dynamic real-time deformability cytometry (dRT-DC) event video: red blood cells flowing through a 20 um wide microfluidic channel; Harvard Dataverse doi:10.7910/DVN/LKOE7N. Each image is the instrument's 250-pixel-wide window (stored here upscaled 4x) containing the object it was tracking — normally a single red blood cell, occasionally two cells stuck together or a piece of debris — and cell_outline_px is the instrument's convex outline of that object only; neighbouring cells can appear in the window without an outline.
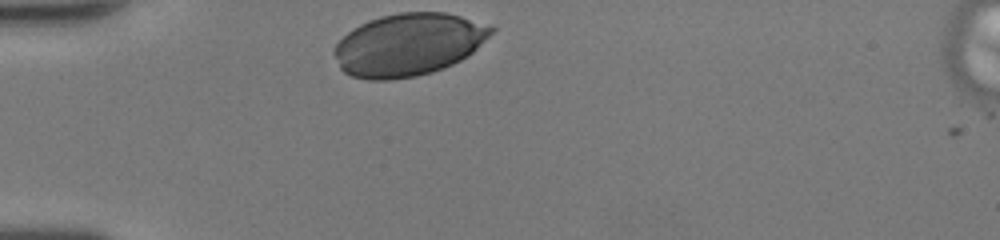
{"species": "human", "species_latin": "Homo sapiens", "temperature_condition": "room temperature", "stored_images_in_passage": 27, "camera_frame_rate_fps": 3000, "um_per_image_px": 0.085, "donor": {"sex": "female"}, "frame": {"image": 1, "passage_image": 1, "time_ms": 0.0, "image_size_px": [1000, 240], "cell_outline_px": [[496, 28], [468, 56], [444, 68], [432, 72], [416, 76], [388, 80], [368, 80], [352, 76], [344, 72], [340, 68], [332, 52], [332, 48], [348, 32], [360, 24], [368, 20], [380, 16], [400, 12], [444, 12], [460, 16]], "centroid_in_image_um": [34.67, 3.8], "position_along_channel_um": 50.3, "area_um2": 56.93}}